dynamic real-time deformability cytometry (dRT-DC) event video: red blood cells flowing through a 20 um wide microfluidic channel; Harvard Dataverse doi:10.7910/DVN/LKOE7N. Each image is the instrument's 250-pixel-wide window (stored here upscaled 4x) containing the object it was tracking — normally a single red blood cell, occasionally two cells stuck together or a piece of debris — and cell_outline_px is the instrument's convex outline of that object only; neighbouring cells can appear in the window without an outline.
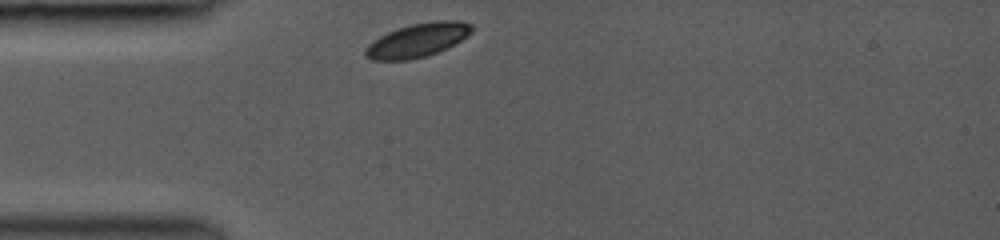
{"species": "common noctule bat (a hibernating species)", "species_latin": "Nyctalus noctula", "temperature_condition": "room temperature", "stored_images_in_passage": 35, "camera_frame_rate_fps": 3000, "um_per_image_px": 0.085, "animal": {"sex": "female", "body_mass_g": 19.0, "forearm_length_mm": 53.3}, "frame": {"image": 1, "passage_image": 1, "time_ms": 0.0, "image_size_px": [1000, 240], "cell_outline_px": [[472, 32], [460, 40], [436, 52], [424, 56], [408, 60], [372, 60], [364, 56], [364, 48], [372, 40], [388, 32], [412, 24], [436, 20], [460, 20], [472, 24]], "centroid_in_image_um": [35.45, 3.41], "position_along_channel_um": 49.5, "area_um2": 20.69}}
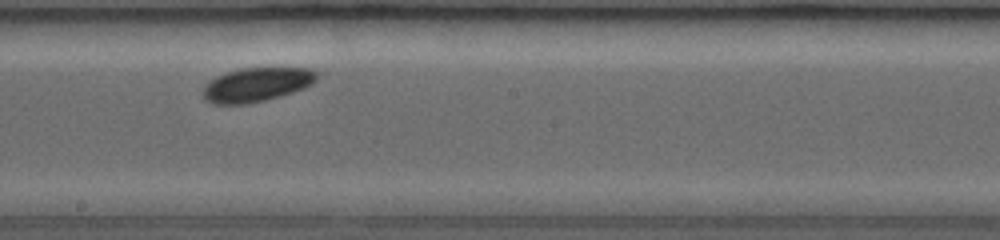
{"frame": {"image": 2, "passage_image": 18, "time_ms": 4.667, "image_size_px": [1000, 240], "cell_outline_px": [[316, 80], [312, 84], [304, 88], [280, 96], [264, 100], [244, 104], [212, 104], [204, 100], [200, 92], [204, 84], [208, 80], [224, 72], [240, 68], [308, 68], [316, 72]], "centroid_in_image_um": [21.71, 7.19], "position_along_channel_um": 226.5, "area_um2": 22.83}}
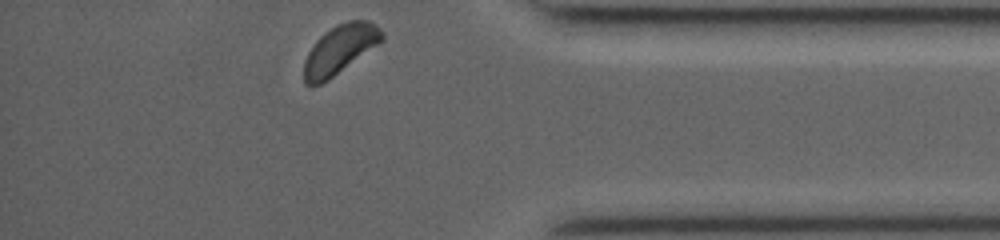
{"frame": {"image": 3, "passage_image": 35, "time_ms": 9.333, "image_size_px": [1000, 240], "cell_outline_px": [[384, 40], [380, 44], [328, 80], [312, 88], [304, 84], [304, 60], [308, 52], [316, 40], [324, 32], [336, 24], [348, 20], [368, 20], [376, 24], [380, 28], [384, 36]], "centroid_in_image_um": [28.89, 4.21], "position_along_channel_um": 406.3, "area_um2": 22.66}, "authors_computed_cell_mechanics": {"area_um2": 22.3686, "velocity_mm_per_s": 4.0579, "shape_relaxation_time_tau1_ms": null, "shape_relaxation_time_tau2_ms": 4.5259, "deformation_change_tau1": null, "deformation_change_tau2": 0.0429}}